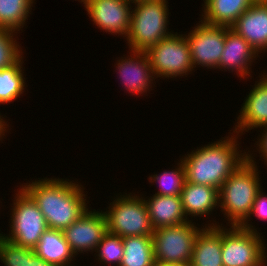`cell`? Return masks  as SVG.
<instances>
[{
	"label": "cell",
	"mask_w": 267,
	"mask_h": 266,
	"mask_svg": "<svg viewBox=\"0 0 267 266\" xmlns=\"http://www.w3.org/2000/svg\"><path fill=\"white\" fill-rule=\"evenodd\" d=\"M23 184L20 186L36 202L48 228L64 230L88 209L85 188L74 180L45 177Z\"/></svg>",
	"instance_id": "1"
},
{
	"label": "cell",
	"mask_w": 267,
	"mask_h": 266,
	"mask_svg": "<svg viewBox=\"0 0 267 266\" xmlns=\"http://www.w3.org/2000/svg\"><path fill=\"white\" fill-rule=\"evenodd\" d=\"M230 134L231 137L224 136L204 147L197 146L181 158L187 182L211 186L219 191L224 181L248 158V152L239 149L240 135Z\"/></svg>",
	"instance_id": "2"
},
{
	"label": "cell",
	"mask_w": 267,
	"mask_h": 266,
	"mask_svg": "<svg viewBox=\"0 0 267 266\" xmlns=\"http://www.w3.org/2000/svg\"><path fill=\"white\" fill-rule=\"evenodd\" d=\"M248 158L224 181L219 189L220 211L227 218L226 224L240 226L248 217L257 192L262 188L254 155ZM254 154V155H253Z\"/></svg>",
	"instance_id": "3"
},
{
	"label": "cell",
	"mask_w": 267,
	"mask_h": 266,
	"mask_svg": "<svg viewBox=\"0 0 267 266\" xmlns=\"http://www.w3.org/2000/svg\"><path fill=\"white\" fill-rule=\"evenodd\" d=\"M130 28L126 36L129 50L146 51L158 44L173 31L169 32V9L167 0L133 3Z\"/></svg>",
	"instance_id": "4"
},
{
	"label": "cell",
	"mask_w": 267,
	"mask_h": 266,
	"mask_svg": "<svg viewBox=\"0 0 267 266\" xmlns=\"http://www.w3.org/2000/svg\"><path fill=\"white\" fill-rule=\"evenodd\" d=\"M126 194V195H125ZM116 195L103 211L107 221V232L123 237L152 236L153 227L148 215L144 196L130 192Z\"/></svg>",
	"instance_id": "5"
},
{
	"label": "cell",
	"mask_w": 267,
	"mask_h": 266,
	"mask_svg": "<svg viewBox=\"0 0 267 266\" xmlns=\"http://www.w3.org/2000/svg\"><path fill=\"white\" fill-rule=\"evenodd\" d=\"M18 189L11 204L13 206L10 213L9 234H0L18 246L33 249L48 226L33 198L21 186Z\"/></svg>",
	"instance_id": "6"
},
{
	"label": "cell",
	"mask_w": 267,
	"mask_h": 266,
	"mask_svg": "<svg viewBox=\"0 0 267 266\" xmlns=\"http://www.w3.org/2000/svg\"><path fill=\"white\" fill-rule=\"evenodd\" d=\"M145 53L155 78L187 77L194 71L185 34L173 32Z\"/></svg>",
	"instance_id": "7"
},
{
	"label": "cell",
	"mask_w": 267,
	"mask_h": 266,
	"mask_svg": "<svg viewBox=\"0 0 267 266\" xmlns=\"http://www.w3.org/2000/svg\"><path fill=\"white\" fill-rule=\"evenodd\" d=\"M200 230L192 221L155 229L152 235L155 262L166 265L190 263Z\"/></svg>",
	"instance_id": "8"
},
{
	"label": "cell",
	"mask_w": 267,
	"mask_h": 266,
	"mask_svg": "<svg viewBox=\"0 0 267 266\" xmlns=\"http://www.w3.org/2000/svg\"><path fill=\"white\" fill-rule=\"evenodd\" d=\"M260 235L238 226H222L223 266H265L267 244Z\"/></svg>",
	"instance_id": "9"
},
{
	"label": "cell",
	"mask_w": 267,
	"mask_h": 266,
	"mask_svg": "<svg viewBox=\"0 0 267 266\" xmlns=\"http://www.w3.org/2000/svg\"><path fill=\"white\" fill-rule=\"evenodd\" d=\"M197 25V26H196ZM186 34L193 68H216L225 46L227 26L209 25L201 20Z\"/></svg>",
	"instance_id": "10"
},
{
	"label": "cell",
	"mask_w": 267,
	"mask_h": 266,
	"mask_svg": "<svg viewBox=\"0 0 267 266\" xmlns=\"http://www.w3.org/2000/svg\"><path fill=\"white\" fill-rule=\"evenodd\" d=\"M133 4L130 0H86L85 10L97 28L108 34L127 36Z\"/></svg>",
	"instance_id": "11"
},
{
	"label": "cell",
	"mask_w": 267,
	"mask_h": 266,
	"mask_svg": "<svg viewBox=\"0 0 267 266\" xmlns=\"http://www.w3.org/2000/svg\"><path fill=\"white\" fill-rule=\"evenodd\" d=\"M70 249L76 255L93 252L107 233V221L104 212L88 209L74 223L63 230ZM79 252V253H78Z\"/></svg>",
	"instance_id": "12"
},
{
	"label": "cell",
	"mask_w": 267,
	"mask_h": 266,
	"mask_svg": "<svg viewBox=\"0 0 267 266\" xmlns=\"http://www.w3.org/2000/svg\"><path fill=\"white\" fill-rule=\"evenodd\" d=\"M130 51V56L118 59L115 67L118 70L120 81L124 84V89L126 88V91H129L128 93L144 95L147 91H152L151 84L154 85L153 82L156 78L146 53L144 51Z\"/></svg>",
	"instance_id": "13"
},
{
	"label": "cell",
	"mask_w": 267,
	"mask_h": 266,
	"mask_svg": "<svg viewBox=\"0 0 267 266\" xmlns=\"http://www.w3.org/2000/svg\"><path fill=\"white\" fill-rule=\"evenodd\" d=\"M261 75V76H260ZM258 81L246 96L237 123L233 126V132L238 135L245 134L252 129L262 128L267 125V73H261ZM240 133V134H239Z\"/></svg>",
	"instance_id": "14"
},
{
	"label": "cell",
	"mask_w": 267,
	"mask_h": 266,
	"mask_svg": "<svg viewBox=\"0 0 267 266\" xmlns=\"http://www.w3.org/2000/svg\"><path fill=\"white\" fill-rule=\"evenodd\" d=\"M258 53L267 51V2L255 1L230 27Z\"/></svg>",
	"instance_id": "15"
},
{
	"label": "cell",
	"mask_w": 267,
	"mask_h": 266,
	"mask_svg": "<svg viewBox=\"0 0 267 266\" xmlns=\"http://www.w3.org/2000/svg\"><path fill=\"white\" fill-rule=\"evenodd\" d=\"M259 57L252 46L232 29L226 31L225 46L218 69L235 71L240 79L252 77L251 65ZM246 76V77H245ZM248 76V77H247Z\"/></svg>",
	"instance_id": "16"
},
{
	"label": "cell",
	"mask_w": 267,
	"mask_h": 266,
	"mask_svg": "<svg viewBox=\"0 0 267 266\" xmlns=\"http://www.w3.org/2000/svg\"><path fill=\"white\" fill-rule=\"evenodd\" d=\"M201 226L192 251V266H223L222 262V223L209 220ZM207 225V226H206Z\"/></svg>",
	"instance_id": "17"
},
{
	"label": "cell",
	"mask_w": 267,
	"mask_h": 266,
	"mask_svg": "<svg viewBox=\"0 0 267 266\" xmlns=\"http://www.w3.org/2000/svg\"><path fill=\"white\" fill-rule=\"evenodd\" d=\"M144 198L153 229L178 225L187 221L181 196L152 195Z\"/></svg>",
	"instance_id": "18"
},
{
	"label": "cell",
	"mask_w": 267,
	"mask_h": 266,
	"mask_svg": "<svg viewBox=\"0 0 267 266\" xmlns=\"http://www.w3.org/2000/svg\"><path fill=\"white\" fill-rule=\"evenodd\" d=\"M180 196L187 219L191 216L194 218L202 215L207 217L216 209V206H219V192L211 186L186 181Z\"/></svg>",
	"instance_id": "19"
},
{
	"label": "cell",
	"mask_w": 267,
	"mask_h": 266,
	"mask_svg": "<svg viewBox=\"0 0 267 266\" xmlns=\"http://www.w3.org/2000/svg\"><path fill=\"white\" fill-rule=\"evenodd\" d=\"M33 250L36 255L54 266H74L71 262L76 260L63 230L47 228Z\"/></svg>",
	"instance_id": "20"
},
{
	"label": "cell",
	"mask_w": 267,
	"mask_h": 266,
	"mask_svg": "<svg viewBox=\"0 0 267 266\" xmlns=\"http://www.w3.org/2000/svg\"><path fill=\"white\" fill-rule=\"evenodd\" d=\"M200 20L209 25L231 27L255 0H203Z\"/></svg>",
	"instance_id": "21"
},
{
	"label": "cell",
	"mask_w": 267,
	"mask_h": 266,
	"mask_svg": "<svg viewBox=\"0 0 267 266\" xmlns=\"http://www.w3.org/2000/svg\"><path fill=\"white\" fill-rule=\"evenodd\" d=\"M124 254L119 266H153L154 245L152 236L123 237Z\"/></svg>",
	"instance_id": "22"
},
{
	"label": "cell",
	"mask_w": 267,
	"mask_h": 266,
	"mask_svg": "<svg viewBox=\"0 0 267 266\" xmlns=\"http://www.w3.org/2000/svg\"><path fill=\"white\" fill-rule=\"evenodd\" d=\"M23 56L12 66L0 70V104L13 103L26 89Z\"/></svg>",
	"instance_id": "23"
},
{
	"label": "cell",
	"mask_w": 267,
	"mask_h": 266,
	"mask_svg": "<svg viewBox=\"0 0 267 266\" xmlns=\"http://www.w3.org/2000/svg\"><path fill=\"white\" fill-rule=\"evenodd\" d=\"M34 1L36 0H0V29L21 33Z\"/></svg>",
	"instance_id": "24"
},
{
	"label": "cell",
	"mask_w": 267,
	"mask_h": 266,
	"mask_svg": "<svg viewBox=\"0 0 267 266\" xmlns=\"http://www.w3.org/2000/svg\"><path fill=\"white\" fill-rule=\"evenodd\" d=\"M176 169L164 170L161 174L151 175L148 179L150 183H158L159 191L154 195L160 196H180L186 182V172L184 164L180 158Z\"/></svg>",
	"instance_id": "25"
},
{
	"label": "cell",
	"mask_w": 267,
	"mask_h": 266,
	"mask_svg": "<svg viewBox=\"0 0 267 266\" xmlns=\"http://www.w3.org/2000/svg\"><path fill=\"white\" fill-rule=\"evenodd\" d=\"M94 253L98 262L110 266H119L124 254L123 240L120 236L107 232L97 245ZM106 264V265H105Z\"/></svg>",
	"instance_id": "26"
},
{
	"label": "cell",
	"mask_w": 267,
	"mask_h": 266,
	"mask_svg": "<svg viewBox=\"0 0 267 266\" xmlns=\"http://www.w3.org/2000/svg\"><path fill=\"white\" fill-rule=\"evenodd\" d=\"M17 32L0 29V70L12 66L23 55V49L15 39Z\"/></svg>",
	"instance_id": "27"
},
{
	"label": "cell",
	"mask_w": 267,
	"mask_h": 266,
	"mask_svg": "<svg viewBox=\"0 0 267 266\" xmlns=\"http://www.w3.org/2000/svg\"><path fill=\"white\" fill-rule=\"evenodd\" d=\"M33 253L32 248L18 246L0 234V262L4 266H28V259Z\"/></svg>",
	"instance_id": "28"
},
{
	"label": "cell",
	"mask_w": 267,
	"mask_h": 266,
	"mask_svg": "<svg viewBox=\"0 0 267 266\" xmlns=\"http://www.w3.org/2000/svg\"><path fill=\"white\" fill-rule=\"evenodd\" d=\"M256 216L260 220H267V195H265V192H263V188H261L257 194L256 198L253 202V205L251 207L250 213L247 217V219L239 226L245 230L254 232V233H259L250 222L252 220L250 217L251 216Z\"/></svg>",
	"instance_id": "29"
},
{
	"label": "cell",
	"mask_w": 267,
	"mask_h": 266,
	"mask_svg": "<svg viewBox=\"0 0 267 266\" xmlns=\"http://www.w3.org/2000/svg\"><path fill=\"white\" fill-rule=\"evenodd\" d=\"M262 128H260V133L262 132V135L259 134L260 138L257 139L258 141H256L255 144L257 145L256 148L258 153L260 154V158H263L265 165H267V125Z\"/></svg>",
	"instance_id": "30"
},
{
	"label": "cell",
	"mask_w": 267,
	"mask_h": 266,
	"mask_svg": "<svg viewBox=\"0 0 267 266\" xmlns=\"http://www.w3.org/2000/svg\"><path fill=\"white\" fill-rule=\"evenodd\" d=\"M28 266H54V265H52L51 263L45 261L43 258L33 253L28 259Z\"/></svg>",
	"instance_id": "31"
},
{
	"label": "cell",
	"mask_w": 267,
	"mask_h": 266,
	"mask_svg": "<svg viewBox=\"0 0 267 266\" xmlns=\"http://www.w3.org/2000/svg\"><path fill=\"white\" fill-rule=\"evenodd\" d=\"M5 119V117L3 116H1V114H0V141L2 142V139L4 138V136H6L5 135V133L6 132H9L7 129H9L8 127H9V125H8V121H6V119ZM7 126V127H6ZM7 128V129H6Z\"/></svg>",
	"instance_id": "32"
},
{
	"label": "cell",
	"mask_w": 267,
	"mask_h": 266,
	"mask_svg": "<svg viewBox=\"0 0 267 266\" xmlns=\"http://www.w3.org/2000/svg\"><path fill=\"white\" fill-rule=\"evenodd\" d=\"M153 266H192L190 263H186V264H177V265H166V264H161L158 262H155L153 264Z\"/></svg>",
	"instance_id": "33"
},
{
	"label": "cell",
	"mask_w": 267,
	"mask_h": 266,
	"mask_svg": "<svg viewBox=\"0 0 267 266\" xmlns=\"http://www.w3.org/2000/svg\"><path fill=\"white\" fill-rule=\"evenodd\" d=\"M132 3L135 2H144V1H159V0H130Z\"/></svg>",
	"instance_id": "34"
},
{
	"label": "cell",
	"mask_w": 267,
	"mask_h": 266,
	"mask_svg": "<svg viewBox=\"0 0 267 266\" xmlns=\"http://www.w3.org/2000/svg\"><path fill=\"white\" fill-rule=\"evenodd\" d=\"M75 1H76V0H75ZM78 1H79V0H78ZM85 1H86V0H80L79 2H80V3H82V2H83L82 4H84V3H85Z\"/></svg>",
	"instance_id": "35"
}]
</instances>
